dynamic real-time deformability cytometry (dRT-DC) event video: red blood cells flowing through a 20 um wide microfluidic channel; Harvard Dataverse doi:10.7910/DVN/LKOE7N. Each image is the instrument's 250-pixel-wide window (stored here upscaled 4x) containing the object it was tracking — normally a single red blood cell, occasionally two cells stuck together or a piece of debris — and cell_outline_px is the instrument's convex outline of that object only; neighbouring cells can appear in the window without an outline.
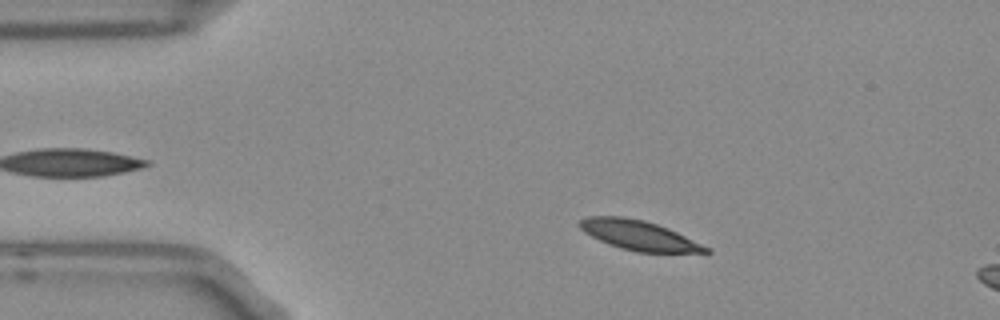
{"species": "Egyptian fruit bat (a non-hibernating species)", "species_latin": "Rousettus aegyptiacus", "temperature_condition": "room temperature", "stored_images_in_passage": 12, "camera_frame_rate_fps": 3000, "um_per_image_px": 0.085, "frame": {"image": 1, "passage_image": 7, "time_ms": 2.0, "image_size_px": [1000, 320], "cell_outline_px": [[712, 252], [708, 256], [636, 252], [620, 248], [608, 244], [584, 232], [576, 224], [580, 220], [588, 216], [624, 216], [644, 220], [668, 228], [712, 248]], "centroid_in_image_um": [54.49, 20.07], "position_along_channel_um": 30.5, "area_um2": 22.95}}